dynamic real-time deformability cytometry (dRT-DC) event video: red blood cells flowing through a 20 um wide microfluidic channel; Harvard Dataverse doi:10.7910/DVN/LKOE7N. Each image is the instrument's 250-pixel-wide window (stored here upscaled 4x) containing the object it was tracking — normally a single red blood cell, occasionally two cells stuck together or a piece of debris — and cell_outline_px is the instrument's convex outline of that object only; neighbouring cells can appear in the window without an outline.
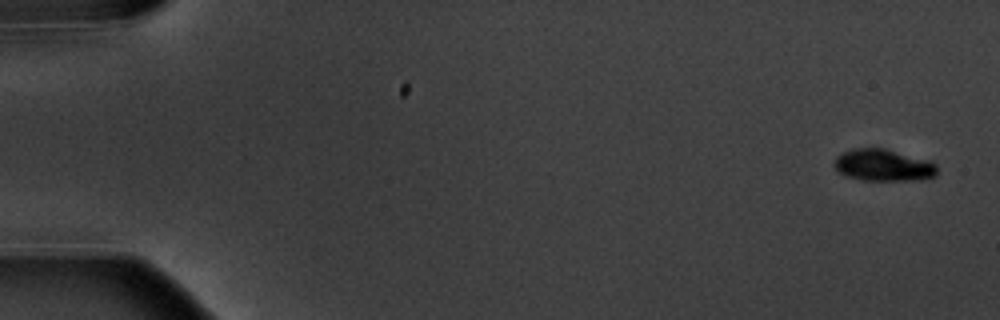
{"species": "common noctule bat (a hibernating species)", "species_latin": "Nyctalus noctula", "temperature_condition": "warm", "stored_images_in_passage": 4, "camera_frame_rate_fps": 3000, "um_per_image_px": 0.085, "animal": {"sex": "male", "body_mass_g": 20.1, "forearm_length_mm": 53.5}, "frame": {"image": 1, "passage_image": 1, "time_ms": 0.0, "image_size_px": [1000, 320], "cell_outline_px": [[936, 176], [924, 180], [864, 180], [848, 176], [840, 172], [832, 164], [836, 156], [852, 148], [884, 148], [932, 160], [936, 164]], "centroid_in_image_um": [75.13, 14.03], "position_along_channel_um": 9.9, "area_um2": 19.31}}